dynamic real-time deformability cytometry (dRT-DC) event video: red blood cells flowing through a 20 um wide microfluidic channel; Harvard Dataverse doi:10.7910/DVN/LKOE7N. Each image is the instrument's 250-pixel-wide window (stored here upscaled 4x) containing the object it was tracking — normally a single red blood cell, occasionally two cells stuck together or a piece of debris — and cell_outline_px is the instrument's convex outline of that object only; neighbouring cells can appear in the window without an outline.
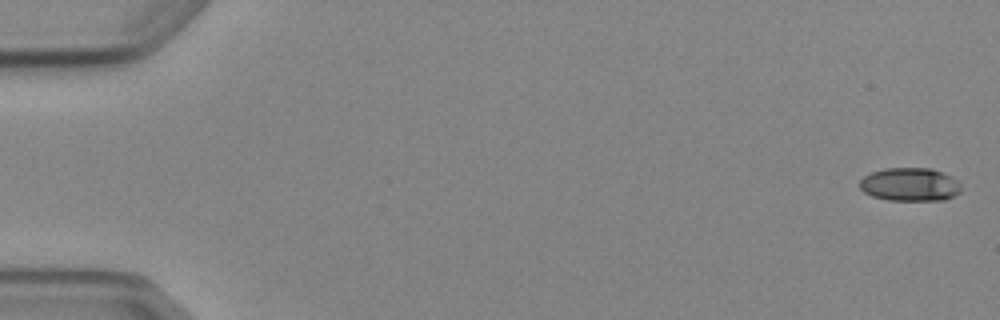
{"species": "Egyptian fruit bat (a non-hibernating species)", "species_latin": "Rousettus aegyptiacus", "temperature_condition": "cold", "stored_images_in_passage": 5, "camera_frame_rate_fps": 3000, "um_per_image_px": 0.085, "animal": {"sex": "female"}, "frame": {"image": 1, "passage_image": 1, "time_ms": 0.0, "image_size_px": [1000, 320], "cell_outline_px": [[960, 192], [944, 200], [888, 200], [872, 196], [864, 192], [860, 188], [860, 180], [864, 176], [872, 172], [884, 168], [932, 168], [952, 176], [960, 180]], "centroid_in_image_um": [77.36, 15.67], "position_along_channel_um": 7.6, "area_um2": 19.83}}
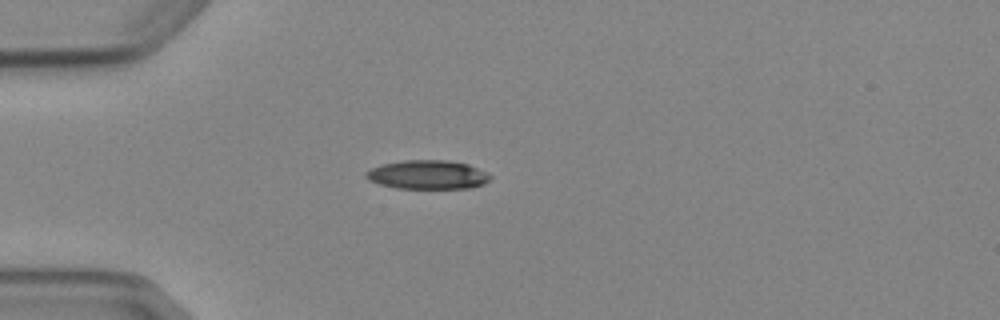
{"frame": {"image": 2, "passage_image": 4, "time_ms": 4.667, "image_size_px": [1000, 320], "cell_outline_px": [[492, 176], [484, 184], [468, 188], [396, 188], [380, 184], [368, 180], [364, 176], [364, 172], [372, 168], [384, 164], [404, 160], [448, 160], [468, 164], [488, 172]], "centroid_in_image_um": [36.36, 14.85], "position_along_channel_um": 48.6, "area_um2": 20.92}}